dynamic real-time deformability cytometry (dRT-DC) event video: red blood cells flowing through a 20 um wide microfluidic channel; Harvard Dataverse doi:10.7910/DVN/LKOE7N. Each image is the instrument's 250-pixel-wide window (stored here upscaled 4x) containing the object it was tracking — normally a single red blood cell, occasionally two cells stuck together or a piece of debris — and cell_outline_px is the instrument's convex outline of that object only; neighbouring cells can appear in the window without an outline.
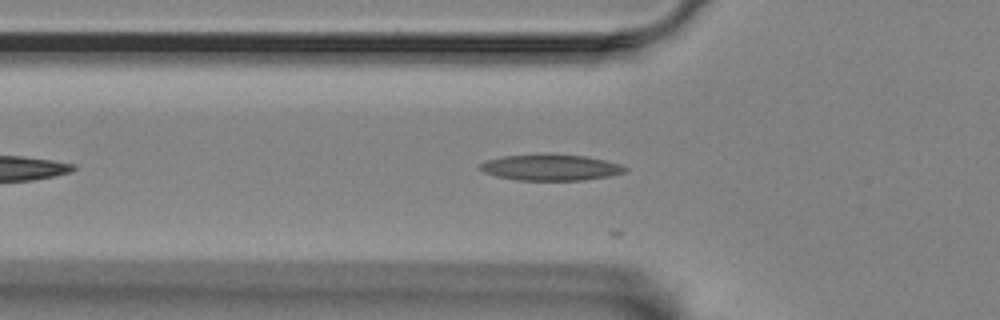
{"species": "Egyptian fruit bat (a non-hibernating species)", "species_latin": "Rousettus aegyptiacus", "temperature_condition": "room temperature", "stored_images_in_passage": 10, "camera_frame_rate_fps": 3000, "um_per_image_px": 0.085, "animal": {"sex": "female"}, "frame": {"image": 1, "passage_image": 7, "time_ms": 2.0, "image_size_px": [1000, 320], "cell_outline_px": [[628, 168], [624, 172], [608, 176], [584, 180], [516, 180], [496, 176], [484, 172], [476, 164], [484, 160], [504, 156], [544, 152], [548, 152], [584, 156], [604, 160], [620, 164]], "centroid_in_image_um": [46.73, 14.2], "position_along_channel_um": 79.1, "area_um2": 22.54}}